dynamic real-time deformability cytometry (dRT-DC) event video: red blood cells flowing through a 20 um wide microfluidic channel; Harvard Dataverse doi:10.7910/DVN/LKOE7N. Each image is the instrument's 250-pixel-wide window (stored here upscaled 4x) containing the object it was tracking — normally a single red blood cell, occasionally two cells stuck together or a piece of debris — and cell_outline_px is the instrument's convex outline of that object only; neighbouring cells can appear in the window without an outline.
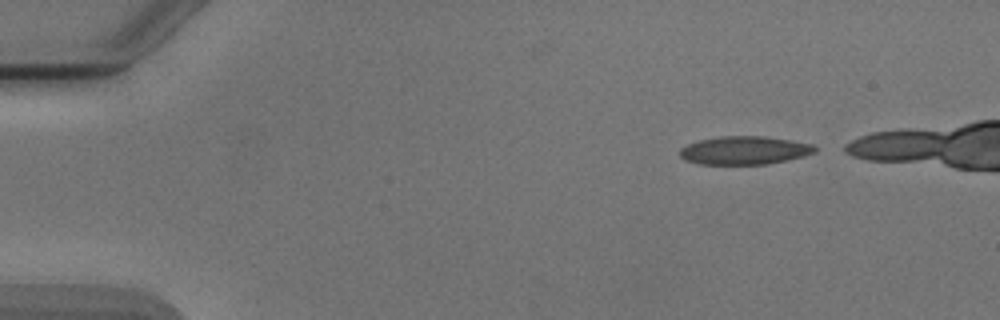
{"species": "Egyptian fruit bat (a non-hibernating species)", "species_latin": "Rousettus aegyptiacus", "temperature_condition": "cold", "stored_images_in_passage": 4, "camera_frame_rate_fps": 3000, "um_per_image_px": 0.085, "animal": {"sex": "male"}, "frame": {"image": 1, "passage_image": 1, "time_ms": 0.0, "image_size_px": [1000, 320], "cell_outline_px": [[816, 152], [804, 156], [788, 160], [768, 164], [700, 164], [684, 160], [680, 156], [680, 148], [688, 144], [700, 140], [720, 136], [764, 136], [792, 140], [812, 144], [816, 148]], "centroid_in_image_um": [63.29, 12.78], "position_along_channel_um": 21.7, "area_um2": 22.31}}